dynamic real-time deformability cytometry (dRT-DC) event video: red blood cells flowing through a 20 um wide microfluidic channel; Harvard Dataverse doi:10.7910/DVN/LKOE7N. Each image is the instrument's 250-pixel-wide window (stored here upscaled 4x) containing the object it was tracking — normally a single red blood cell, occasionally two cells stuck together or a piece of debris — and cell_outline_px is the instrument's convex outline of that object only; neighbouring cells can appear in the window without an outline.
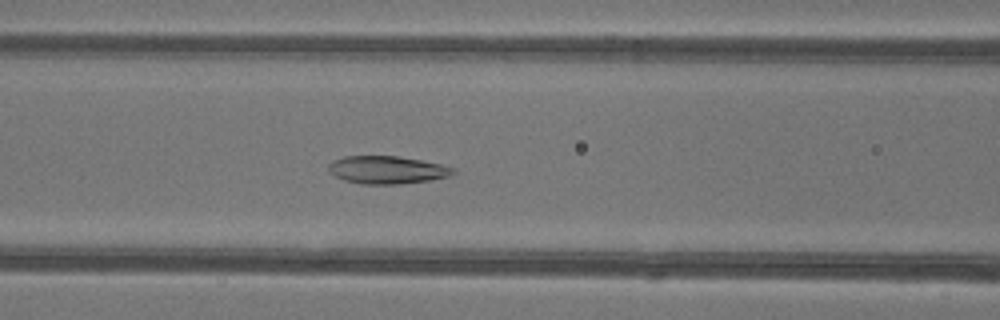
{"species": "common noctule bat (a hibernating species)", "species_latin": "Nyctalus noctula", "temperature_condition": "warm", "stored_images_in_passage": 50, "camera_frame_rate_fps": 3000, "um_per_image_px": 0.085, "animal": {"sex": "female"}, "frame": {"image": 1, "passage_image": 22, "time_ms": 7.0, "image_size_px": [1000, 320], "cell_outline_px": [[456, 172], [448, 176], [428, 180], [400, 184], [360, 184], [344, 180], [328, 172], [328, 164], [332, 160], [344, 156], [396, 156], [420, 160], [440, 164], [456, 168]], "centroid_in_image_um": [32.86, 14.44], "position_along_channel_um": 133.7, "area_um2": 20.17}}
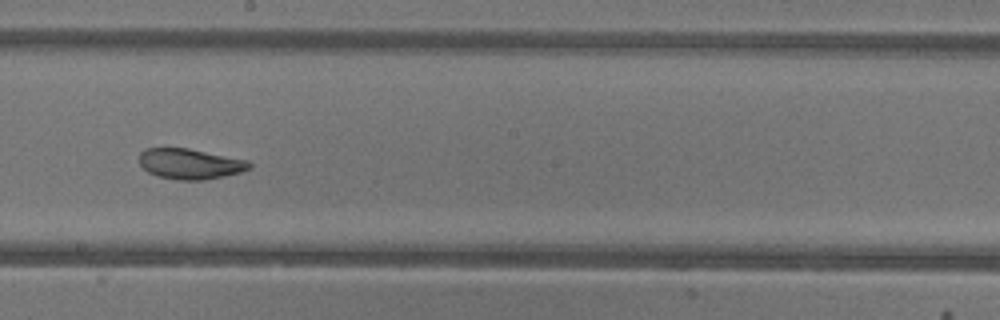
{"frame": {"image": 2, "passage_image": 29, "time_ms": 9.333, "image_size_px": [1000, 320], "cell_outline_px": [[252, 168], [240, 172], [224, 176], [204, 180], [180, 180], [156, 176], [148, 172], [140, 164], [140, 152], [144, 148], [188, 148], [248, 160], [252, 164]], "centroid_in_image_um": [16.16, 13.93], "position_along_channel_um": 232.0, "area_um2": 19.59}}
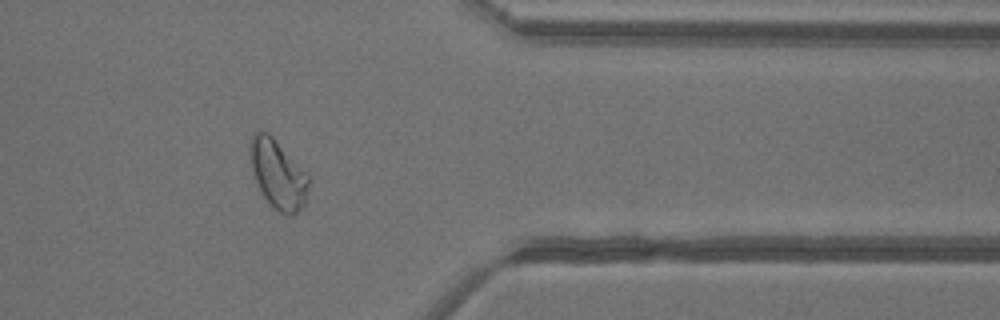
{"frame": {"image": 3, "passage_image": 41, "time_ms": 13.333, "image_size_px": [1000, 320], "cell_outline_px": [[308, 188], [304, 204], [292, 216], [288, 216], [280, 212], [260, 192], [252, 172], [248, 148], [248, 144], [252, 136], [260, 128], [268, 132], [272, 136], [308, 176]], "centroid_in_image_um": [23.56, 14.77], "position_along_channel_um": 387.8, "area_um2": 23.18}, "authors_computed_cell_mechanics": {"area_um2": 24.2471, "velocity_mm_per_s": 4.2282, "shape_relaxation_time_tau1_ms": 6.9079, "shape_relaxation_time_tau2_ms": 1.3437, "deformation_change_tau1": 0.1926, "deformation_change_tau2": 0.0703}}